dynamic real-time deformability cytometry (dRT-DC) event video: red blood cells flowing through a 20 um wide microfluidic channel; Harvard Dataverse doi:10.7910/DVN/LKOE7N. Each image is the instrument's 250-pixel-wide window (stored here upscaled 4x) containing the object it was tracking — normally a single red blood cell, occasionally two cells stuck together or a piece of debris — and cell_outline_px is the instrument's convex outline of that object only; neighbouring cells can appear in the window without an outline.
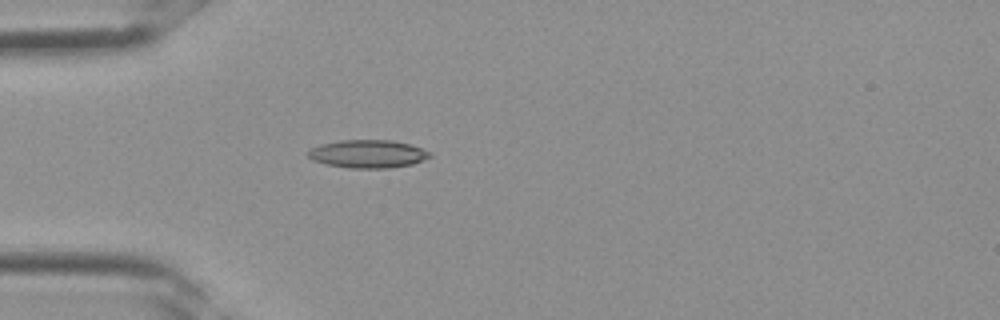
{"species": "Egyptian fruit bat (a non-hibernating species)", "species_latin": "Rousettus aegyptiacus", "temperature_condition": "room temperature", "stored_images_in_passage": 2, "camera_frame_rate_fps": 3000, "um_per_image_px": 0.085, "frame": {"image": 1, "passage_image": 2, "time_ms": 0.333, "image_size_px": [1000, 320], "cell_outline_px": [[432, 156], [424, 160], [412, 164], [388, 168], [348, 168], [324, 164], [312, 160], [304, 152], [320, 144], [340, 140], [392, 140], [408, 144], [432, 152]], "centroid_in_image_um": [31.23, 13.08], "position_along_channel_um": 53.8, "area_um2": 20.06}}